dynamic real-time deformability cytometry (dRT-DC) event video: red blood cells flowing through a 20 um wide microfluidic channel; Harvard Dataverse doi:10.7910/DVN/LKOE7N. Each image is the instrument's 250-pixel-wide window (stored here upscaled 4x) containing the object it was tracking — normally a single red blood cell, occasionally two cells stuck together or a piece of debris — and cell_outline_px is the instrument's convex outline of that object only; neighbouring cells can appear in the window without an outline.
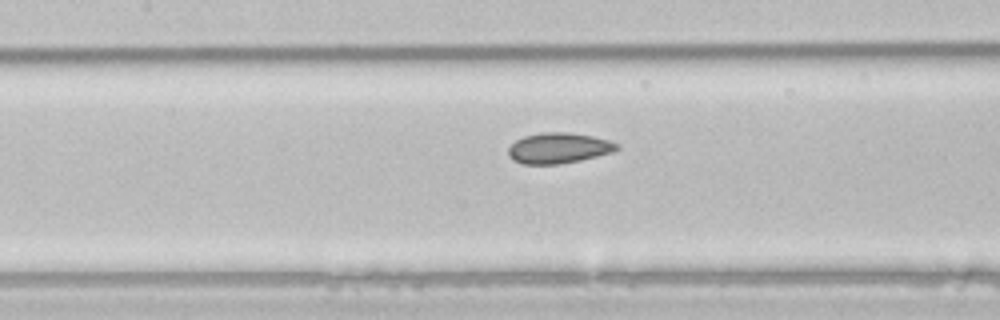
{"species": "common noctule bat (a hibernating species)", "species_latin": "Nyctalus noctula", "temperature_condition": "room temperature", "stored_images_in_passage": 5, "segment_of_instrument_passage": [1, 2], "camera_frame_rate_fps": 3000, "um_per_image_px": 0.085, "animal": {"sex": "male", "body_mass_g": 21.5, "forearm_length_mm": 52.0}, "frame": {"image": 1, "passage_image": 4, "time_ms": 1.0, "image_size_px": [1000, 320], "cell_outline_px": [[620, 148], [612, 152], [580, 160], [556, 164], [524, 164], [512, 160], [508, 156], [508, 148], [516, 140], [524, 136], [540, 132], [568, 132], [592, 136], [608, 140], [616, 144]], "centroid_in_image_um": [47.44, 12.58], "position_along_channel_um": 160.0, "area_um2": 19.25}}